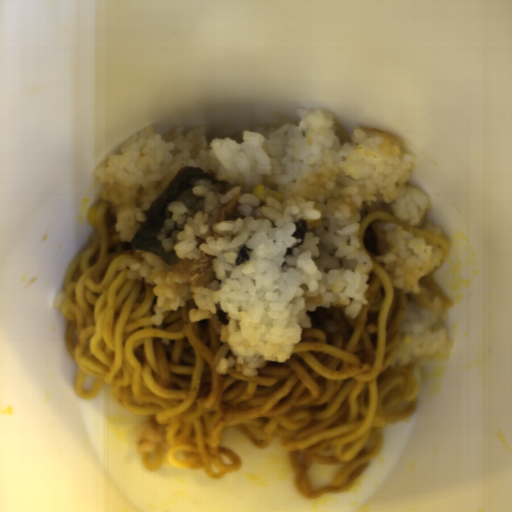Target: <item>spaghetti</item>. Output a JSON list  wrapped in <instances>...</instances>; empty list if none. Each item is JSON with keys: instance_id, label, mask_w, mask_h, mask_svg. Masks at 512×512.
<instances>
[{"instance_id": "c7327b10", "label": "spaghetti", "mask_w": 512, "mask_h": 512, "mask_svg": "<svg viewBox=\"0 0 512 512\" xmlns=\"http://www.w3.org/2000/svg\"><path fill=\"white\" fill-rule=\"evenodd\" d=\"M87 219L89 243L69 265L60 297L64 340L77 365L75 393L91 400L107 385L115 400L147 417L161 436L140 455L147 472L163 463L214 480L238 471L239 456L222 445L224 431L235 427L257 448L280 439L297 493L317 499L350 488L379 454L384 428L416 411L418 380L406 365L390 366L407 307L452 302L431 272L419 276L417 295L400 291L376 258L389 251V223L444 254L450 242L405 222L389 203H375L359 222L362 251L372 262L368 305L355 317L344 306L307 311L310 327L289 357L257 367L256 376L234 367L215 372L233 351L221 340L220 326L229 319L217 303L212 317L192 322L197 305L188 299L155 325V285L129 278L137 248L121 239L110 202L94 203Z\"/></svg>"}]
</instances>
